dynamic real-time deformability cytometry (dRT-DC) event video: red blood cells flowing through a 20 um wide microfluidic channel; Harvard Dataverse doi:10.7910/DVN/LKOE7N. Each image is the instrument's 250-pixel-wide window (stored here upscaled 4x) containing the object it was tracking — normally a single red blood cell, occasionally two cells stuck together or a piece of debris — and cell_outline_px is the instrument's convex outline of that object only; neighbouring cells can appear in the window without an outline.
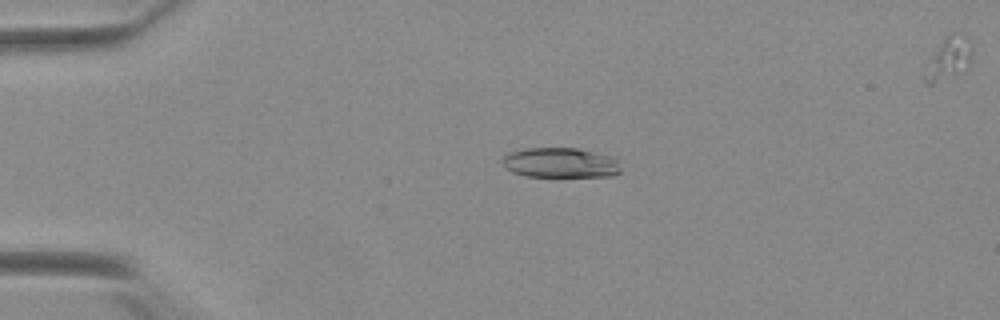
{"species": "Egyptian fruit bat (a non-hibernating species)", "species_latin": "Rousettus aegyptiacus", "temperature_condition": "warm", "stored_images_in_passage": 55, "camera_frame_rate_fps": 3000, "um_per_image_px": 0.085, "animal": {"sex": "female"}, "frame": {"image": 1, "passage_image": 13, "time_ms": 4.0, "image_size_px": [1000, 320], "cell_outline_px": [[620, 172], [612, 176], [524, 176], [512, 172], [504, 168], [500, 160], [504, 156], [512, 152], [528, 148], [576, 148], [608, 156], [616, 160], [620, 168]], "centroid_in_image_um": [47.57, 13.84], "position_along_channel_um": 37.4, "area_um2": 20.46}}
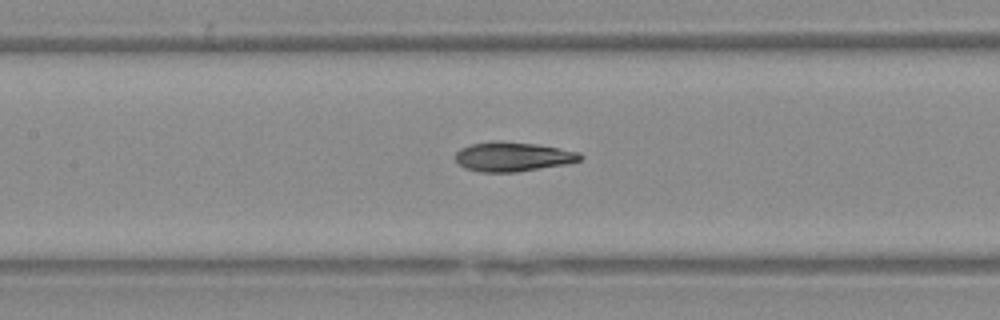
{"frame": {"image": 2, "passage_image": 26, "time_ms": 8.333, "image_size_px": [1000, 320], "cell_outline_px": [[584, 156], [580, 160], [568, 164], [516, 172], [480, 172], [464, 168], [456, 160], [456, 152], [460, 148], [472, 144], [492, 140], [500, 140], [536, 144], [580, 152]], "centroid_in_image_um": [43.6, 13.31], "position_along_channel_um": 163.8, "area_um2": 21.56}}
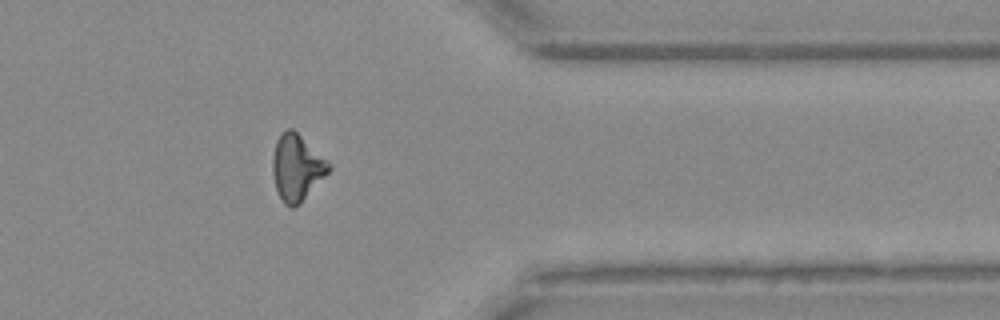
{"frame": {"image": 3, "passage_image": 44, "time_ms": 14.333, "image_size_px": [1000, 320], "cell_outline_px": [[332, 168], [300, 204], [292, 208], [284, 204], [276, 188], [272, 172], [272, 156], [276, 140], [284, 128], [292, 128], [332, 164]], "centroid_in_image_um": [25.22, 14.23], "position_along_channel_um": 386.2, "area_um2": 21.73}}